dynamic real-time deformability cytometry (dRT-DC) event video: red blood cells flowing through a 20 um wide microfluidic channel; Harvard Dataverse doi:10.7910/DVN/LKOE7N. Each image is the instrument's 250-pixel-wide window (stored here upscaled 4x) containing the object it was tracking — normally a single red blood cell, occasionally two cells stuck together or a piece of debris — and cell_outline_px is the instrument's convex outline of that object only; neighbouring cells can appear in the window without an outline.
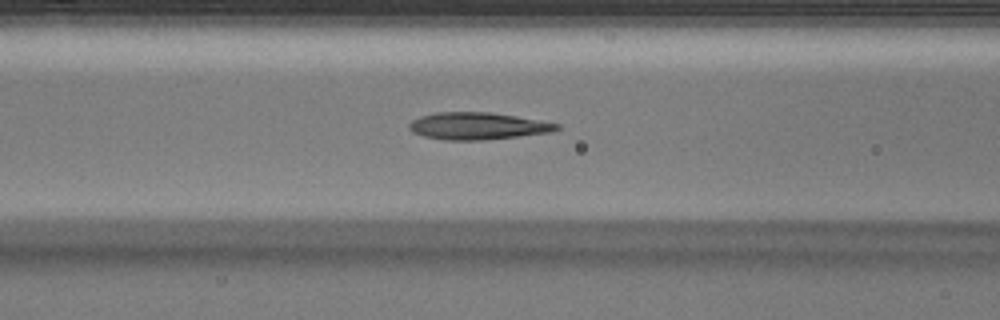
{"species": "Egyptian fruit bat (a non-hibernating species)", "species_latin": "Rousettus aegyptiacus", "temperature_condition": "warm", "stored_images_in_passage": 41, "camera_frame_rate_fps": 3000, "um_per_image_px": 0.085, "animal": {"sex": "male"}, "frame": {"image": 1, "passage_image": 20, "time_ms": 6.333, "image_size_px": [1000, 320], "cell_outline_px": [[560, 128], [552, 132], [484, 140], [444, 140], [424, 136], [412, 132], [408, 128], [408, 124], [412, 120], [420, 116], [436, 112], [488, 112], [516, 116], [560, 124]], "centroid_in_image_um": [40.57, 10.71], "position_along_channel_um": 126.0, "area_um2": 23.29}}
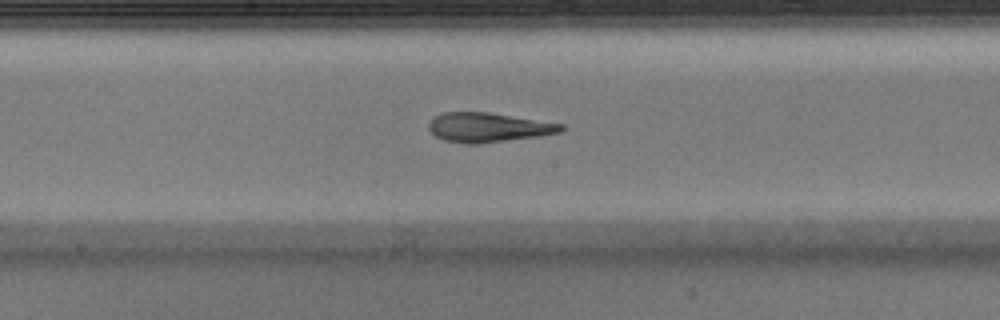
{"frame": {"image": 2, "passage_image": 26, "time_ms": 8.333, "image_size_px": [1000, 320], "cell_outline_px": [[568, 128], [560, 132], [536, 136], [476, 144], [468, 144], [444, 140], [436, 136], [428, 128], [428, 124], [436, 116], [444, 112], [488, 112], [564, 124]], "centroid_in_image_um": [41.52, 10.82], "position_along_channel_um": 206.7, "area_um2": 22.43}}
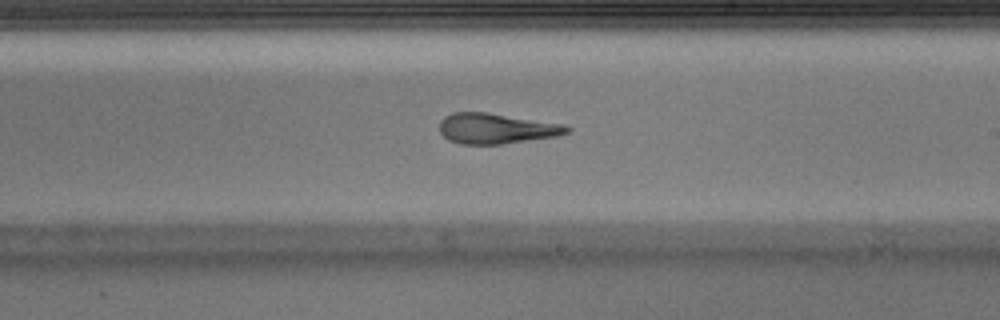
{"frame": {"image": 3, "passage_image": 29, "time_ms": 9.333, "image_size_px": [1000, 320], "cell_outline_px": [[572, 128], [568, 132], [556, 136], [500, 144], [460, 144], [448, 140], [440, 132], [440, 120], [444, 116], [452, 112], [488, 112], [564, 124]], "centroid_in_image_um": [42.16, 10.91], "position_along_channel_um": 246.8, "area_um2": 22.6}}